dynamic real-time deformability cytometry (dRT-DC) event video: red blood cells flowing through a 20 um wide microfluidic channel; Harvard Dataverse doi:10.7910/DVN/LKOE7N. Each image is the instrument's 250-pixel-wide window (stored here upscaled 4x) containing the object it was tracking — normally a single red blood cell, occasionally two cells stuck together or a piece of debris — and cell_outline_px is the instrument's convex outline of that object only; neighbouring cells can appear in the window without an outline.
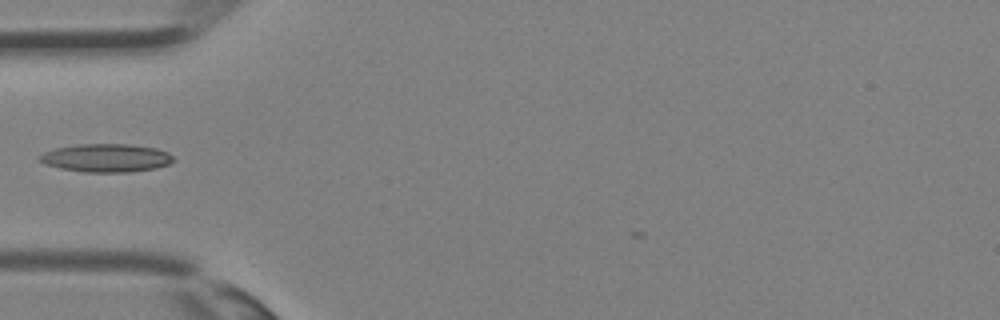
{"species": "Egyptian fruit bat (a non-hibernating species)", "species_latin": "Rousettus aegyptiacus", "temperature_condition": "room temperature", "stored_images_in_passage": 27, "camera_frame_rate_fps": 3000, "um_per_image_px": 0.085, "animal": {"sex": "female"}, "frame": {"image": 1, "passage_image": 3, "time_ms": 0.667, "image_size_px": [1000, 320], "cell_outline_px": [[176, 160], [168, 164], [156, 168], [128, 172], [84, 172], [60, 168], [44, 164], [40, 160], [40, 156], [44, 152], [56, 148], [76, 144], [128, 144], [156, 148], [168, 152]], "centroid_in_image_um": [9.05, 13.42], "position_along_channel_um": 76.0, "area_um2": 21.96}}
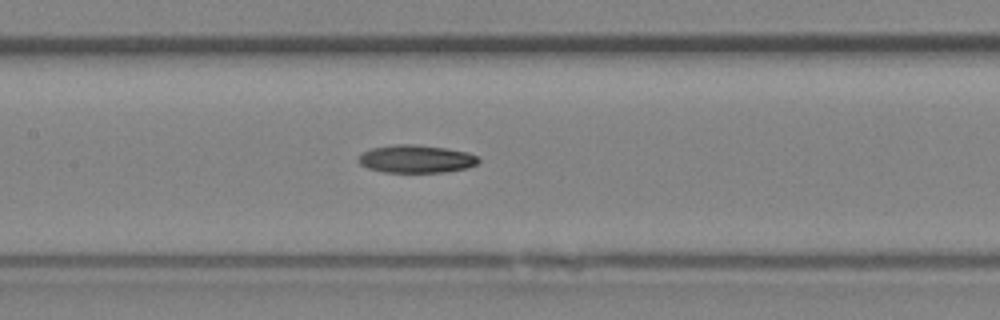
{"frame": {"image": 2, "passage_image": 8, "time_ms": 2.333, "image_size_px": [1000, 320], "cell_outline_px": [[480, 160], [476, 164], [468, 168], [444, 172], [384, 172], [368, 168], [360, 164], [356, 160], [364, 152], [372, 148], [396, 144], [416, 144], [448, 148], [468, 152], [480, 156]], "centroid_in_image_um": [35.42, 13.5], "position_along_channel_um": 172.0, "area_um2": 19.65}}
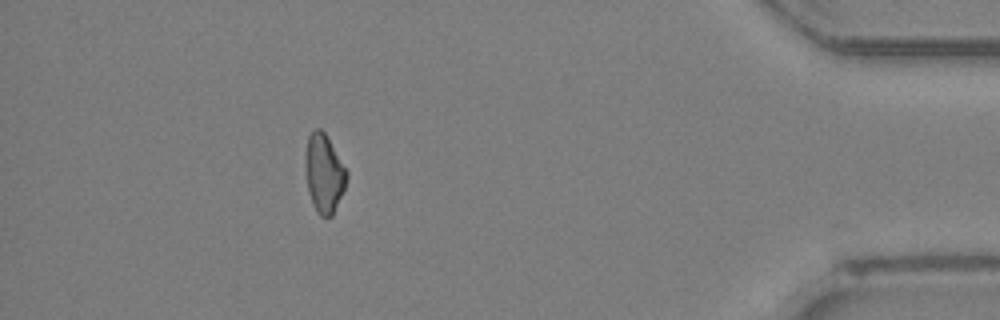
{"frame": {"image": 3, "passage_image": 23, "time_ms": 7.333, "image_size_px": [1000, 320], "cell_outline_px": [[348, 176], [344, 188], [332, 216], [320, 216], [316, 212], [312, 204], [308, 192], [304, 164], [304, 156], [308, 136], [316, 128], [320, 128], [324, 132], [348, 172]], "centroid_in_image_um": [27.51, 14.74], "position_along_channel_um": 407.7, "area_um2": 18.9}}